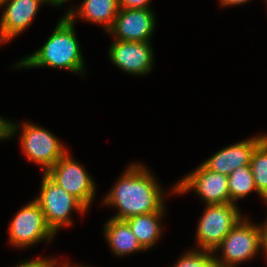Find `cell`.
<instances>
[{
	"mask_svg": "<svg viewBox=\"0 0 267 267\" xmlns=\"http://www.w3.org/2000/svg\"><path fill=\"white\" fill-rule=\"evenodd\" d=\"M161 193L148 170L141 164H134L120 177L103 203L115 205L119 209L113 219L126 220L136 215L164 212Z\"/></svg>",
	"mask_w": 267,
	"mask_h": 267,
	"instance_id": "cell-1",
	"label": "cell"
},
{
	"mask_svg": "<svg viewBox=\"0 0 267 267\" xmlns=\"http://www.w3.org/2000/svg\"><path fill=\"white\" fill-rule=\"evenodd\" d=\"M74 22L66 15L63 16L45 44L16 66L27 68L50 66L75 73L83 71L84 62L75 36Z\"/></svg>",
	"mask_w": 267,
	"mask_h": 267,
	"instance_id": "cell-2",
	"label": "cell"
},
{
	"mask_svg": "<svg viewBox=\"0 0 267 267\" xmlns=\"http://www.w3.org/2000/svg\"><path fill=\"white\" fill-rule=\"evenodd\" d=\"M40 196L35 199L44 213L47 226L55 234L63 225H71L70 214L73 209L80 213L87 207L72 194L53 181L44 173Z\"/></svg>",
	"mask_w": 267,
	"mask_h": 267,
	"instance_id": "cell-3",
	"label": "cell"
},
{
	"mask_svg": "<svg viewBox=\"0 0 267 267\" xmlns=\"http://www.w3.org/2000/svg\"><path fill=\"white\" fill-rule=\"evenodd\" d=\"M247 219H241L216 247L222 249L221 259L215 257L216 265L236 267V264L254 257L261 249V230Z\"/></svg>",
	"mask_w": 267,
	"mask_h": 267,
	"instance_id": "cell-4",
	"label": "cell"
},
{
	"mask_svg": "<svg viewBox=\"0 0 267 267\" xmlns=\"http://www.w3.org/2000/svg\"><path fill=\"white\" fill-rule=\"evenodd\" d=\"M197 228L202 250L214 251L229 231L242 219L235 203L207 205Z\"/></svg>",
	"mask_w": 267,
	"mask_h": 267,
	"instance_id": "cell-5",
	"label": "cell"
},
{
	"mask_svg": "<svg viewBox=\"0 0 267 267\" xmlns=\"http://www.w3.org/2000/svg\"><path fill=\"white\" fill-rule=\"evenodd\" d=\"M46 174L87 208L95 197V184L87 171L66 152Z\"/></svg>",
	"mask_w": 267,
	"mask_h": 267,
	"instance_id": "cell-6",
	"label": "cell"
},
{
	"mask_svg": "<svg viewBox=\"0 0 267 267\" xmlns=\"http://www.w3.org/2000/svg\"><path fill=\"white\" fill-rule=\"evenodd\" d=\"M21 145L27 159L41 164L46 173L67 151L60 141L48 130L25 123Z\"/></svg>",
	"mask_w": 267,
	"mask_h": 267,
	"instance_id": "cell-7",
	"label": "cell"
},
{
	"mask_svg": "<svg viewBox=\"0 0 267 267\" xmlns=\"http://www.w3.org/2000/svg\"><path fill=\"white\" fill-rule=\"evenodd\" d=\"M9 234L11 244L18 247L36 244L44 238L51 240L54 235L47 226L44 213L36 200L19 210L11 222Z\"/></svg>",
	"mask_w": 267,
	"mask_h": 267,
	"instance_id": "cell-8",
	"label": "cell"
},
{
	"mask_svg": "<svg viewBox=\"0 0 267 267\" xmlns=\"http://www.w3.org/2000/svg\"><path fill=\"white\" fill-rule=\"evenodd\" d=\"M194 189L207 205L230 203L228 176L207 169L203 164L175 186L177 193Z\"/></svg>",
	"mask_w": 267,
	"mask_h": 267,
	"instance_id": "cell-9",
	"label": "cell"
},
{
	"mask_svg": "<svg viewBox=\"0 0 267 267\" xmlns=\"http://www.w3.org/2000/svg\"><path fill=\"white\" fill-rule=\"evenodd\" d=\"M155 27L152 9H120L108 33L116 40L149 42Z\"/></svg>",
	"mask_w": 267,
	"mask_h": 267,
	"instance_id": "cell-10",
	"label": "cell"
},
{
	"mask_svg": "<svg viewBox=\"0 0 267 267\" xmlns=\"http://www.w3.org/2000/svg\"><path fill=\"white\" fill-rule=\"evenodd\" d=\"M109 56L116 66L131 74L144 75L152 68L153 51L149 42L115 40Z\"/></svg>",
	"mask_w": 267,
	"mask_h": 267,
	"instance_id": "cell-11",
	"label": "cell"
},
{
	"mask_svg": "<svg viewBox=\"0 0 267 267\" xmlns=\"http://www.w3.org/2000/svg\"><path fill=\"white\" fill-rule=\"evenodd\" d=\"M48 0H6L0 20V43L9 41L24 31L33 21L39 5Z\"/></svg>",
	"mask_w": 267,
	"mask_h": 267,
	"instance_id": "cell-12",
	"label": "cell"
},
{
	"mask_svg": "<svg viewBox=\"0 0 267 267\" xmlns=\"http://www.w3.org/2000/svg\"><path fill=\"white\" fill-rule=\"evenodd\" d=\"M266 136H256L228 146L202 164L211 171L229 176L238 167L250 165L254 149Z\"/></svg>",
	"mask_w": 267,
	"mask_h": 267,
	"instance_id": "cell-13",
	"label": "cell"
},
{
	"mask_svg": "<svg viewBox=\"0 0 267 267\" xmlns=\"http://www.w3.org/2000/svg\"><path fill=\"white\" fill-rule=\"evenodd\" d=\"M119 10L118 0H84L77 14L71 8V10L66 13V16L70 20H75L74 18H76V15H79L87 21L105 24V32H108L113 26Z\"/></svg>",
	"mask_w": 267,
	"mask_h": 267,
	"instance_id": "cell-14",
	"label": "cell"
},
{
	"mask_svg": "<svg viewBox=\"0 0 267 267\" xmlns=\"http://www.w3.org/2000/svg\"><path fill=\"white\" fill-rule=\"evenodd\" d=\"M104 234L114 254L118 256L145 250L125 220L111 218L106 223Z\"/></svg>",
	"mask_w": 267,
	"mask_h": 267,
	"instance_id": "cell-15",
	"label": "cell"
},
{
	"mask_svg": "<svg viewBox=\"0 0 267 267\" xmlns=\"http://www.w3.org/2000/svg\"><path fill=\"white\" fill-rule=\"evenodd\" d=\"M163 212H151L127 218L125 221L130 226L138 242L146 250L154 245L161 233L160 219Z\"/></svg>",
	"mask_w": 267,
	"mask_h": 267,
	"instance_id": "cell-16",
	"label": "cell"
},
{
	"mask_svg": "<svg viewBox=\"0 0 267 267\" xmlns=\"http://www.w3.org/2000/svg\"><path fill=\"white\" fill-rule=\"evenodd\" d=\"M250 167L257 193L267 202V136L254 149Z\"/></svg>",
	"mask_w": 267,
	"mask_h": 267,
	"instance_id": "cell-17",
	"label": "cell"
},
{
	"mask_svg": "<svg viewBox=\"0 0 267 267\" xmlns=\"http://www.w3.org/2000/svg\"><path fill=\"white\" fill-rule=\"evenodd\" d=\"M230 203L246 197L252 190L257 192L250 165L240 166L228 176Z\"/></svg>",
	"mask_w": 267,
	"mask_h": 267,
	"instance_id": "cell-18",
	"label": "cell"
},
{
	"mask_svg": "<svg viewBox=\"0 0 267 267\" xmlns=\"http://www.w3.org/2000/svg\"><path fill=\"white\" fill-rule=\"evenodd\" d=\"M214 251L201 250L187 252L174 267H213L215 262V256L211 253Z\"/></svg>",
	"mask_w": 267,
	"mask_h": 267,
	"instance_id": "cell-19",
	"label": "cell"
},
{
	"mask_svg": "<svg viewBox=\"0 0 267 267\" xmlns=\"http://www.w3.org/2000/svg\"><path fill=\"white\" fill-rule=\"evenodd\" d=\"M150 0H118L120 9H150Z\"/></svg>",
	"mask_w": 267,
	"mask_h": 267,
	"instance_id": "cell-20",
	"label": "cell"
},
{
	"mask_svg": "<svg viewBox=\"0 0 267 267\" xmlns=\"http://www.w3.org/2000/svg\"><path fill=\"white\" fill-rule=\"evenodd\" d=\"M18 125L0 117V140L6 139L14 135Z\"/></svg>",
	"mask_w": 267,
	"mask_h": 267,
	"instance_id": "cell-21",
	"label": "cell"
},
{
	"mask_svg": "<svg viewBox=\"0 0 267 267\" xmlns=\"http://www.w3.org/2000/svg\"><path fill=\"white\" fill-rule=\"evenodd\" d=\"M16 267H54V260L39 258L32 261H27L25 263L22 262L20 265H17Z\"/></svg>",
	"mask_w": 267,
	"mask_h": 267,
	"instance_id": "cell-22",
	"label": "cell"
},
{
	"mask_svg": "<svg viewBox=\"0 0 267 267\" xmlns=\"http://www.w3.org/2000/svg\"><path fill=\"white\" fill-rule=\"evenodd\" d=\"M263 226L259 227L261 230V248L264 249L267 256V223Z\"/></svg>",
	"mask_w": 267,
	"mask_h": 267,
	"instance_id": "cell-23",
	"label": "cell"
},
{
	"mask_svg": "<svg viewBox=\"0 0 267 267\" xmlns=\"http://www.w3.org/2000/svg\"><path fill=\"white\" fill-rule=\"evenodd\" d=\"M222 5L229 6V5H239L243 4L245 2H248L249 0H220Z\"/></svg>",
	"mask_w": 267,
	"mask_h": 267,
	"instance_id": "cell-24",
	"label": "cell"
},
{
	"mask_svg": "<svg viewBox=\"0 0 267 267\" xmlns=\"http://www.w3.org/2000/svg\"><path fill=\"white\" fill-rule=\"evenodd\" d=\"M67 1H69V0H48V3L58 6L62 3L64 4Z\"/></svg>",
	"mask_w": 267,
	"mask_h": 267,
	"instance_id": "cell-25",
	"label": "cell"
},
{
	"mask_svg": "<svg viewBox=\"0 0 267 267\" xmlns=\"http://www.w3.org/2000/svg\"><path fill=\"white\" fill-rule=\"evenodd\" d=\"M56 265V261L54 260V267ZM62 267H71V266H68V264L64 263L62 264ZM74 267V266H73ZM76 267V266H75ZM79 267H83V266H79ZM85 267V266H84Z\"/></svg>",
	"mask_w": 267,
	"mask_h": 267,
	"instance_id": "cell-26",
	"label": "cell"
},
{
	"mask_svg": "<svg viewBox=\"0 0 267 267\" xmlns=\"http://www.w3.org/2000/svg\"><path fill=\"white\" fill-rule=\"evenodd\" d=\"M5 1H6V0H0V6H1V5L3 6V4H4Z\"/></svg>",
	"mask_w": 267,
	"mask_h": 267,
	"instance_id": "cell-27",
	"label": "cell"
}]
</instances>
